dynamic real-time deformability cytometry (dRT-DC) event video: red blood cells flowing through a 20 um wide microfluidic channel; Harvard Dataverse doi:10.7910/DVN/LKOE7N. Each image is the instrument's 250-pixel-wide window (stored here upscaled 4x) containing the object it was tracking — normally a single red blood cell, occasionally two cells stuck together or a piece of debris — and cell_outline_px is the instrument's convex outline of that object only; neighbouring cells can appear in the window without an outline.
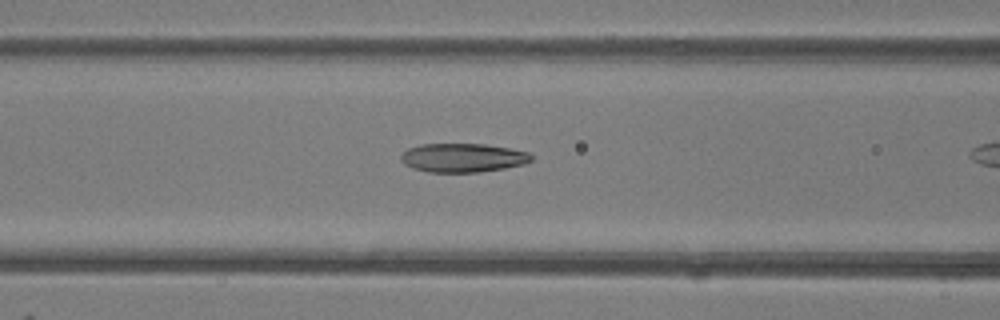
{"species": "common noctule bat (a hibernating species)", "species_latin": "Nyctalus noctula", "temperature_condition": "room temperature", "stored_images_in_passage": 25, "camera_frame_rate_fps": 3000, "um_per_image_px": 0.085, "animal": {"sex": "female"}, "frame": {"image": 1, "passage_image": 15, "time_ms": 4.667, "image_size_px": [1000, 320], "cell_outline_px": [[532, 160], [524, 164], [504, 168], [480, 172], [428, 172], [412, 168], [404, 164], [400, 160], [400, 156], [408, 148], [420, 144], [484, 144], [508, 148], [528, 152], [532, 156]], "centroid_in_image_um": [39.31, 13.41], "position_along_channel_um": 127.3, "area_um2": 21.91}}
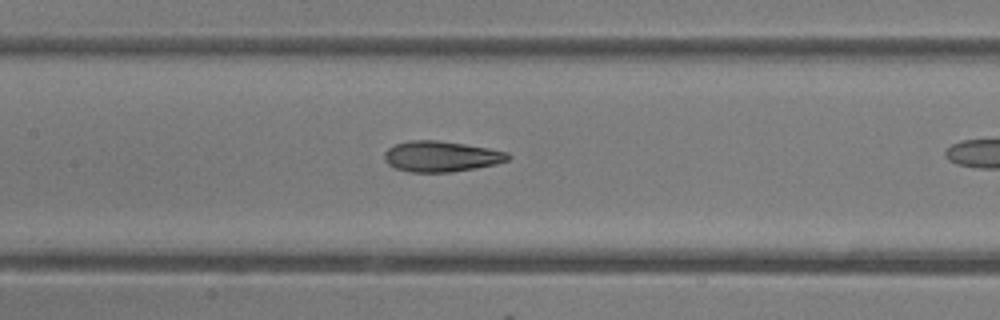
{"frame": {"image": 2, "passage_image": 18, "time_ms": 5.667, "image_size_px": [1000, 320], "cell_outline_px": [[512, 156], [508, 160], [496, 164], [476, 168], [452, 172], [408, 172], [396, 168], [388, 164], [384, 160], [384, 152], [388, 148], [396, 144], [408, 140], [436, 140], [464, 144], [488, 148], [508, 152]], "centroid_in_image_um": [37.49, 13.3], "position_along_channel_um": 169.9, "area_um2": 22.2}}